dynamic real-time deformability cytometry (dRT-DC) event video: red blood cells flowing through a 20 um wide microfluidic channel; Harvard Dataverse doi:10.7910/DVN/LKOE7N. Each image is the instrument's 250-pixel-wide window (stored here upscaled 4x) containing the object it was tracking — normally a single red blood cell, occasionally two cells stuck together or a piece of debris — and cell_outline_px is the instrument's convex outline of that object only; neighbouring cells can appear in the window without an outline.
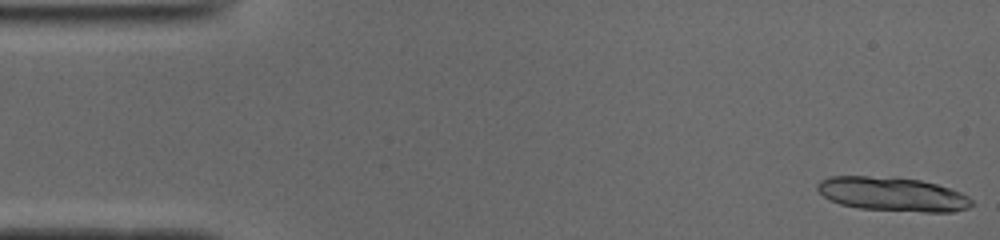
{"species": "common noctule bat (a hibernating species)", "species_latin": "Nyctalus noctula", "temperature_condition": "cold", "stored_images_in_passage": 21, "segment_of_instrument_passage": [1, 2], "camera_frame_rate_fps": 3000, "um_per_image_px": 0.085, "animal": {"sex": "male", "body_mass_g": 19.0, "forearm_length_mm": 50.8}, "frame": {"image": 1, "passage_image": 1, "time_ms": 0.0, "image_size_px": [1000, 240], "cell_outline_px": [[976, 204], [968, 208], [952, 212], [924, 212], [860, 208], [840, 204], [824, 196], [816, 188], [816, 184], [820, 180], [828, 176], [868, 176], [920, 180], [936, 184], [960, 192], [968, 196]], "centroid_in_image_um": [75.87, 16.51], "position_along_channel_um": 9.1, "area_um2": 30.46}}